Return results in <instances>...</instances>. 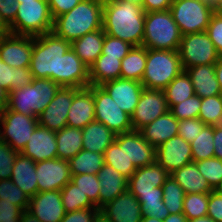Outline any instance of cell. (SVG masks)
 <instances>
[{"mask_svg": "<svg viewBox=\"0 0 222 222\" xmlns=\"http://www.w3.org/2000/svg\"><path fill=\"white\" fill-rule=\"evenodd\" d=\"M182 34L170 10L146 13L142 46L149 49L178 50Z\"/></svg>", "mask_w": 222, "mask_h": 222, "instance_id": "cell-6", "label": "cell"}, {"mask_svg": "<svg viewBox=\"0 0 222 222\" xmlns=\"http://www.w3.org/2000/svg\"><path fill=\"white\" fill-rule=\"evenodd\" d=\"M71 175L97 174L104 164V154L82 149L68 160Z\"/></svg>", "mask_w": 222, "mask_h": 222, "instance_id": "cell-37", "label": "cell"}, {"mask_svg": "<svg viewBox=\"0 0 222 222\" xmlns=\"http://www.w3.org/2000/svg\"><path fill=\"white\" fill-rule=\"evenodd\" d=\"M146 13L143 7L123 0H104L102 28L105 34L142 46Z\"/></svg>", "mask_w": 222, "mask_h": 222, "instance_id": "cell-1", "label": "cell"}, {"mask_svg": "<svg viewBox=\"0 0 222 222\" xmlns=\"http://www.w3.org/2000/svg\"><path fill=\"white\" fill-rule=\"evenodd\" d=\"M209 193L185 194L183 201V214L187 219L207 216Z\"/></svg>", "mask_w": 222, "mask_h": 222, "instance_id": "cell-44", "label": "cell"}, {"mask_svg": "<svg viewBox=\"0 0 222 222\" xmlns=\"http://www.w3.org/2000/svg\"><path fill=\"white\" fill-rule=\"evenodd\" d=\"M80 128L65 126L56 132L57 158L69 160L83 149Z\"/></svg>", "mask_w": 222, "mask_h": 222, "instance_id": "cell-34", "label": "cell"}, {"mask_svg": "<svg viewBox=\"0 0 222 222\" xmlns=\"http://www.w3.org/2000/svg\"><path fill=\"white\" fill-rule=\"evenodd\" d=\"M147 60V48L133 46L121 60V78L134 81L142 80Z\"/></svg>", "mask_w": 222, "mask_h": 222, "instance_id": "cell-35", "label": "cell"}, {"mask_svg": "<svg viewBox=\"0 0 222 222\" xmlns=\"http://www.w3.org/2000/svg\"><path fill=\"white\" fill-rule=\"evenodd\" d=\"M71 182L99 209L100 184L95 174L71 175Z\"/></svg>", "mask_w": 222, "mask_h": 222, "instance_id": "cell-46", "label": "cell"}, {"mask_svg": "<svg viewBox=\"0 0 222 222\" xmlns=\"http://www.w3.org/2000/svg\"><path fill=\"white\" fill-rule=\"evenodd\" d=\"M178 53L183 71L193 66L215 64L220 57L206 31L182 35Z\"/></svg>", "mask_w": 222, "mask_h": 222, "instance_id": "cell-11", "label": "cell"}, {"mask_svg": "<svg viewBox=\"0 0 222 222\" xmlns=\"http://www.w3.org/2000/svg\"><path fill=\"white\" fill-rule=\"evenodd\" d=\"M17 154L9 143L0 140V180L11 179Z\"/></svg>", "mask_w": 222, "mask_h": 222, "instance_id": "cell-49", "label": "cell"}, {"mask_svg": "<svg viewBox=\"0 0 222 222\" xmlns=\"http://www.w3.org/2000/svg\"><path fill=\"white\" fill-rule=\"evenodd\" d=\"M214 126L205 125L190 145L193 162L214 157Z\"/></svg>", "mask_w": 222, "mask_h": 222, "instance_id": "cell-40", "label": "cell"}, {"mask_svg": "<svg viewBox=\"0 0 222 222\" xmlns=\"http://www.w3.org/2000/svg\"><path fill=\"white\" fill-rule=\"evenodd\" d=\"M95 121V103L93 91L89 88L78 89L73 95V102L67 115V126L84 128Z\"/></svg>", "mask_w": 222, "mask_h": 222, "instance_id": "cell-23", "label": "cell"}, {"mask_svg": "<svg viewBox=\"0 0 222 222\" xmlns=\"http://www.w3.org/2000/svg\"><path fill=\"white\" fill-rule=\"evenodd\" d=\"M163 91L166 96L169 110L174 105L195 95L191 78L186 71H182L176 76Z\"/></svg>", "mask_w": 222, "mask_h": 222, "instance_id": "cell-38", "label": "cell"}, {"mask_svg": "<svg viewBox=\"0 0 222 222\" xmlns=\"http://www.w3.org/2000/svg\"><path fill=\"white\" fill-rule=\"evenodd\" d=\"M61 198L66 213L85 208H97L71 181L61 189Z\"/></svg>", "mask_w": 222, "mask_h": 222, "instance_id": "cell-41", "label": "cell"}, {"mask_svg": "<svg viewBox=\"0 0 222 222\" xmlns=\"http://www.w3.org/2000/svg\"><path fill=\"white\" fill-rule=\"evenodd\" d=\"M170 174L157 162L137 168L128 179V190L138 198L141 193L158 192Z\"/></svg>", "mask_w": 222, "mask_h": 222, "instance_id": "cell-19", "label": "cell"}, {"mask_svg": "<svg viewBox=\"0 0 222 222\" xmlns=\"http://www.w3.org/2000/svg\"><path fill=\"white\" fill-rule=\"evenodd\" d=\"M33 80L29 67L13 68L0 60V87L8 93L31 84Z\"/></svg>", "mask_w": 222, "mask_h": 222, "instance_id": "cell-36", "label": "cell"}, {"mask_svg": "<svg viewBox=\"0 0 222 222\" xmlns=\"http://www.w3.org/2000/svg\"><path fill=\"white\" fill-rule=\"evenodd\" d=\"M126 154L136 168L156 161V148L148 143L139 131L126 133Z\"/></svg>", "mask_w": 222, "mask_h": 222, "instance_id": "cell-28", "label": "cell"}, {"mask_svg": "<svg viewBox=\"0 0 222 222\" xmlns=\"http://www.w3.org/2000/svg\"><path fill=\"white\" fill-rule=\"evenodd\" d=\"M95 222H110L109 220H107L104 216H102L101 214L98 215V217L96 218Z\"/></svg>", "mask_w": 222, "mask_h": 222, "instance_id": "cell-70", "label": "cell"}, {"mask_svg": "<svg viewBox=\"0 0 222 222\" xmlns=\"http://www.w3.org/2000/svg\"><path fill=\"white\" fill-rule=\"evenodd\" d=\"M104 38L105 32L102 28L73 40L71 48L90 67L102 53Z\"/></svg>", "mask_w": 222, "mask_h": 222, "instance_id": "cell-30", "label": "cell"}, {"mask_svg": "<svg viewBox=\"0 0 222 222\" xmlns=\"http://www.w3.org/2000/svg\"><path fill=\"white\" fill-rule=\"evenodd\" d=\"M59 85L48 78H34L33 82L8 93L7 109L28 116H38L52 101Z\"/></svg>", "mask_w": 222, "mask_h": 222, "instance_id": "cell-4", "label": "cell"}, {"mask_svg": "<svg viewBox=\"0 0 222 222\" xmlns=\"http://www.w3.org/2000/svg\"><path fill=\"white\" fill-rule=\"evenodd\" d=\"M104 163L112 166L127 179L134 174L137 168L126 154V133L118 134L115 141L105 150Z\"/></svg>", "mask_w": 222, "mask_h": 222, "instance_id": "cell-31", "label": "cell"}, {"mask_svg": "<svg viewBox=\"0 0 222 222\" xmlns=\"http://www.w3.org/2000/svg\"><path fill=\"white\" fill-rule=\"evenodd\" d=\"M83 0H48L49 8L53 19L69 12Z\"/></svg>", "mask_w": 222, "mask_h": 222, "instance_id": "cell-56", "label": "cell"}, {"mask_svg": "<svg viewBox=\"0 0 222 222\" xmlns=\"http://www.w3.org/2000/svg\"><path fill=\"white\" fill-rule=\"evenodd\" d=\"M65 214L61 190L37 192L30 198L26 222H60Z\"/></svg>", "mask_w": 222, "mask_h": 222, "instance_id": "cell-12", "label": "cell"}, {"mask_svg": "<svg viewBox=\"0 0 222 222\" xmlns=\"http://www.w3.org/2000/svg\"><path fill=\"white\" fill-rule=\"evenodd\" d=\"M198 170L208 181L212 190H214L222 181V160L217 157L208 158L195 162Z\"/></svg>", "mask_w": 222, "mask_h": 222, "instance_id": "cell-47", "label": "cell"}, {"mask_svg": "<svg viewBox=\"0 0 222 222\" xmlns=\"http://www.w3.org/2000/svg\"><path fill=\"white\" fill-rule=\"evenodd\" d=\"M198 118L206 125H219L222 118V94L201 98Z\"/></svg>", "mask_w": 222, "mask_h": 222, "instance_id": "cell-43", "label": "cell"}, {"mask_svg": "<svg viewBox=\"0 0 222 222\" xmlns=\"http://www.w3.org/2000/svg\"><path fill=\"white\" fill-rule=\"evenodd\" d=\"M207 216L215 222H222V197L214 190L209 193Z\"/></svg>", "mask_w": 222, "mask_h": 222, "instance_id": "cell-55", "label": "cell"}, {"mask_svg": "<svg viewBox=\"0 0 222 222\" xmlns=\"http://www.w3.org/2000/svg\"><path fill=\"white\" fill-rule=\"evenodd\" d=\"M54 19L48 1L18 3V12L9 25L11 34L36 37L53 30Z\"/></svg>", "mask_w": 222, "mask_h": 222, "instance_id": "cell-7", "label": "cell"}, {"mask_svg": "<svg viewBox=\"0 0 222 222\" xmlns=\"http://www.w3.org/2000/svg\"><path fill=\"white\" fill-rule=\"evenodd\" d=\"M32 52V36L9 34L0 37V57L10 67H30Z\"/></svg>", "mask_w": 222, "mask_h": 222, "instance_id": "cell-16", "label": "cell"}, {"mask_svg": "<svg viewBox=\"0 0 222 222\" xmlns=\"http://www.w3.org/2000/svg\"><path fill=\"white\" fill-rule=\"evenodd\" d=\"M11 34L9 25L5 22L0 14V37Z\"/></svg>", "mask_w": 222, "mask_h": 222, "instance_id": "cell-63", "label": "cell"}, {"mask_svg": "<svg viewBox=\"0 0 222 222\" xmlns=\"http://www.w3.org/2000/svg\"><path fill=\"white\" fill-rule=\"evenodd\" d=\"M121 78V60L119 57H107L101 54L89 67L90 85H102Z\"/></svg>", "mask_w": 222, "mask_h": 222, "instance_id": "cell-33", "label": "cell"}, {"mask_svg": "<svg viewBox=\"0 0 222 222\" xmlns=\"http://www.w3.org/2000/svg\"><path fill=\"white\" fill-rule=\"evenodd\" d=\"M201 108V98L196 94L174 105L170 111L178 120L198 118Z\"/></svg>", "mask_w": 222, "mask_h": 222, "instance_id": "cell-48", "label": "cell"}, {"mask_svg": "<svg viewBox=\"0 0 222 222\" xmlns=\"http://www.w3.org/2000/svg\"><path fill=\"white\" fill-rule=\"evenodd\" d=\"M21 153L36 163L57 158L56 132L38 124Z\"/></svg>", "mask_w": 222, "mask_h": 222, "instance_id": "cell-22", "label": "cell"}, {"mask_svg": "<svg viewBox=\"0 0 222 222\" xmlns=\"http://www.w3.org/2000/svg\"><path fill=\"white\" fill-rule=\"evenodd\" d=\"M95 103V121L107 126L116 135L133 131L131 116L123 111L101 85H89Z\"/></svg>", "mask_w": 222, "mask_h": 222, "instance_id": "cell-9", "label": "cell"}, {"mask_svg": "<svg viewBox=\"0 0 222 222\" xmlns=\"http://www.w3.org/2000/svg\"><path fill=\"white\" fill-rule=\"evenodd\" d=\"M0 201L11 202L27 212L30 197L27 196L11 179L0 180Z\"/></svg>", "mask_w": 222, "mask_h": 222, "instance_id": "cell-45", "label": "cell"}, {"mask_svg": "<svg viewBox=\"0 0 222 222\" xmlns=\"http://www.w3.org/2000/svg\"><path fill=\"white\" fill-rule=\"evenodd\" d=\"M18 12V3L16 0H0V14L5 22L10 25Z\"/></svg>", "mask_w": 222, "mask_h": 222, "instance_id": "cell-57", "label": "cell"}, {"mask_svg": "<svg viewBox=\"0 0 222 222\" xmlns=\"http://www.w3.org/2000/svg\"><path fill=\"white\" fill-rule=\"evenodd\" d=\"M206 124L199 118L184 119L179 121L178 135L191 143Z\"/></svg>", "mask_w": 222, "mask_h": 222, "instance_id": "cell-51", "label": "cell"}, {"mask_svg": "<svg viewBox=\"0 0 222 222\" xmlns=\"http://www.w3.org/2000/svg\"><path fill=\"white\" fill-rule=\"evenodd\" d=\"M0 222H26V212L11 202L0 201Z\"/></svg>", "mask_w": 222, "mask_h": 222, "instance_id": "cell-52", "label": "cell"}, {"mask_svg": "<svg viewBox=\"0 0 222 222\" xmlns=\"http://www.w3.org/2000/svg\"><path fill=\"white\" fill-rule=\"evenodd\" d=\"M215 75L222 94V56H220L218 61L215 63Z\"/></svg>", "mask_w": 222, "mask_h": 222, "instance_id": "cell-60", "label": "cell"}, {"mask_svg": "<svg viewBox=\"0 0 222 222\" xmlns=\"http://www.w3.org/2000/svg\"><path fill=\"white\" fill-rule=\"evenodd\" d=\"M202 1L212 8H214L215 4L217 3V0H202Z\"/></svg>", "mask_w": 222, "mask_h": 222, "instance_id": "cell-67", "label": "cell"}, {"mask_svg": "<svg viewBox=\"0 0 222 222\" xmlns=\"http://www.w3.org/2000/svg\"><path fill=\"white\" fill-rule=\"evenodd\" d=\"M17 3H20V2H28V1H33V0H16Z\"/></svg>", "mask_w": 222, "mask_h": 222, "instance_id": "cell-71", "label": "cell"}, {"mask_svg": "<svg viewBox=\"0 0 222 222\" xmlns=\"http://www.w3.org/2000/svg\"><path fill=\"white\" fill-rule=\"evenodd\" d=\"M214 191L222 197V181L221 183L214 189Z\"/></svg>", "mask_w": 222, "mask_h": 222, "instance_id": "cell-69", "label": "cell"}, {"mask_svg": "<svg viewBox=\"0 0 222 222\" xmlns=\"http://www.w3.org/2000/svg\"><path fill=\"white\" fill-rule=\"evenodd\" d=\"M163 189V203L169 211V214L183 213V201L185 193L182 187L169 176L164 184Z\"/></svg>", "mask_w": 222, "mask_h": 222, "instance_id": "cell-42", "label": "cell"}, {"mask_svg": "<svg viewBox=\"0 0 222 222\" xmlns=\"http://www.w3.org/2000/svg\"><path fill=\"white\" fill-rule=\"evenodd\" d=\"M214 157L222 160V126H214Z\"/></svg>", "mask_w": 222, "mask_h": 222, "instance_id": "cell-59", "label": "cell"}, {"mask_svg": "<svg viewBox=\"0 0 222 222\" xmlns=\"http://www.w3.org/2000/svg\"><path fill=\"white\" fill-rule=\"evenodd\" d=\"M71 48V42L53 31L33 37L30 72L34 78H48L59 85L60 58Z\"/></svg>", "mask_w": 222, "mask_h": 222, "instance_id": "cell-3", "label": "cell"}, {"mask_svg": "<svg viewBox=\"0 0 222 222\" xmlns=\"http://www.w3.org/2000/svg\"><path fill=\"white\" fill-rule=\"evenodd\" d=\"M194 92L200 98L220 95V87L215 75V64L199 65L187 68Z\"/></svg>", "mask_w": 222, "mask_h": 222, "instance_id": "cell-26", "label": "cell"}, {"mask_svg": "<svg viewBox=\"0 0 222 222\" xmlns=\"http://www.w3.org/2000/svg\"><path fill=\"white\" fill-rule=\"evenodd\" d=\"M169 10L182 35L205 32L214 13L202 0H173Z\"/></svg>", "mask_w": 222, "mask_h": 222, "instance_id": "cell-8", "label": "cell"}, {"mask_svg": "<svg viewBox=\"0 0 222 222\" xmlns=\"http://www.w3.org/2000/svg\"><path fill=\"white\" fill-rule=\"evenodd\" d=\"M99 214L98 208H85L67 212L60 222H95Z\"/></svg>", "mask_w": 222, "mask_h": 222, "instance_id": "cell-54", "label": "cell"}, {"mask_svg": "<svg viewBox=\"0 0 222 222\" xmlns=\"http://www.w3.org/2000/svg\"><path fill=\"white\" fill-rule=\"evenodd\" d=\"M170 176L182 187L185 194L210 193L213 191L193 161L174 170Z\"/></svg>", "mask_w": 222, "mask_h": 222, "instance_id": "cell-32", "label": "cell"}, {"mask_svg": "<svg viewBox=\"0 0 222 222\" xmlns=\"http://www.w3.org/2000/svg\"><path fill=\"white\" fill-rule=\"evenodd\" d=\"M123 1H128V2H130V3H132V4H136V5H138V6L143 7V1H144V0H123Z\"/></svg>", "mask_w": 222, "mask_h": 222, "instance_id": "cell-68", "label": "cell"}, {"mask_svg": "<svg viewBox=\"0 0 222 222\" xmlns=\"http://www.w3.org/2000/svg\"><path fill=\"white\" fill-rule=\"evenodd\" d=\"M182 71L178 50L147 48L146 66L141 83L144 88L164 90Z\"/></svg>", "mask_w": 222, "mask_h": 222, "instance_id": "cell-5", "label": "cell"}, {"mask_svg": "<svg viewBox=\"0 0 222 222\" xmlns=\"http://www.w3.org/2000/svg\"><path fill=\"white\" fill-rule=\"evenodd\" d=\"M156 161L171 174L193 161L191 145L179 135L174 136L156 148Z\"/></svg>", "mask_w": 222, "mask_h": 222, "instance_id": "cell-17", "label": "cell"}, {"mask_svg": "<svg viewBox=\"0 0 222 222\" xmlns=\"http://www.w3.org/2000/svg\"><path fill=\"white\" fill-rule=\"evenodd\" d=\"M141 222H163V220L157 219V218H152L149 216H143Z\"/></svg>", "mask_w": 222, "mask_h": 222, "instance_id": "cell-66", "label": "cell"}, {"mask_svg": "<svg viewBox=\"0 0 222 222\" xmlns=\"http://www.w3.org/2000/svg\"><path fill=\"white\" fill-rule=\"evenodd\" d=\"M100 214L110 222H141V205L129 190L119 194L100 209Z\"/></svg>", "mask_w": 222, "mask_h": 222, "instance_id": "cell-18", "label": "cell"}, {"mask_svg": "<svg viewBox=\"0 0 222 222\" xmlns=\"http://www.w3.org/2000/svg\"><path fill=\"white\" fill-rule=\"evenodd\" d=\"M163 222H187V217L183 213L169 214Z\"/></svg>", "mask_w": 222, "mask_h": 222, "instance_id": "cell-61", "label": "cell"}, {"mask_svg": "<svg viewBox=\"0 0 222 222\" xmlns=\"http://www.w3.org/2000/svg\"><path fill=\"white\" fill-rule=\"evenodd\" d=\"M38 192L61 190L71 181L68 160L54 158L36 163Z\"/></svg>", "mask_w": 222, "mask_h": 222, "instance_id": "cell-15", "label": "cell"}, {"mask_svg": "<svg viewBox=\"0 0 222 222\" xmlns=\"http://www.w3.org/2000/svg\"><path fill=\"white\" fill-rule=\"evenodd\" d=\"M81 130L83 149L101 154H104L105 150L115 141L117 136L107 126L98 121L90 122Z\"/></svg>", "mask_w": 222, "mask_h": 222, "instance_id": "cell-29", "label": "cell"}, {"mask_svg": "<svg viewBox=\"0 0 222 222\" xmlns=\"http://www.w3.org/2000/svg\"><path fill=\"white\" fill-rule=\"evenodd\" d=\"M178 127L179 121L169 110L150 124L141 128L139 132L148 143L157 148L170 138L177 136Z\"/></svg>", "mask_w": 222, "mask_h": 222, "instance_id": "cell-25", "label": "cell"}, {"mask_svg": "<svg viewBox=\"0 0 222 222\" xmlns=\"http://www.w3.org/2000/svg\"><path fill=\"white\" fill-rule=\"evenodd\" d=\"M187 222H215V221L209 216H204V217L195 218V219H187Z\"/></svg>", "mask_w": 222, "mask_h": 222, "instance_id": "cell-64", "label": "cell"}, {"mask_svg": "<svg viewBox=\"0 0 222 222\" xmlns=\"http://www.w3.org/2000/svg\"><path fill=\"white\" fill-rule=\"evenodd\" d=\"M38 124V116H28L6 108L0 113V140L21 153Z\"/></svg>", "mask_w": 222, "mask_h": 222, "instance_id": "cell-10", "label": "cell"}, {"mask_svg": "<svg viewBox=\"0 0 222 222\" xmlns=\"http://www.w3.org/2000/svg\"><path fill=\"white\" fill-rule=\"evenodd\" d=\"M104 0H83L69 12L54 19L53 32L72 42L87 33L102 29Z\"/></svg>", "mask_w": 222, "mask_h": 222, "instance_id": "cell-2", "label": "cell"}, {"mask_svg": "<svg viewBox=\"0 0 222 222\" xmlns=\"http://www.w3.org/2000/svg\"><path fill=\"white\" fill-rule=\"evenodd\" d=\"M167 111H169V107L164 91L144 88L134 113L131 115L133 130L139 131Z\"/></svg>", "mask_w": 222, "mask_h": 222, "instance_id": "cell-13", "label": "cell"}, {"mask_svg": "<svg viewBox=\"0 0 222 222\" xmlns=\"http://www.w3.org/2000/svg\"><path fill=\"white\" fill-rule=\"evenodd\" d=\"M206 33L213 42L218 54L222 56V15L213 13Z\"/></svg>", "mask_w": 222, "mask_h": 222, "instance_id": "cell-53", "label": "cell"}, {"mask_svg": "<svg viewBox=\"0 0 222 222\" xmlns=\"http://www.w3.org/2000/svg\"><path fill=\"white\" fill-rule=\"evenodd\" d=\"M173 0H144L143 10L145 13L169 10Z\"/></svg>", "mask_w": 222, "mask_h": 222, "instance_id": "cell-58", "label": "cell"}, {"mask_svg": "<svg viewBox=\"0 0 222 222\" xmlns=\"http://www.w3.org/2000/svg\"><path fill=\"white\" fill-rule=\"evenodd\" d=\"M213 10L214 13L222 15V0H217Z\"/></svg>", "mask_w": 222, "mask_h": 222, "instance_id": "cell-65", "label": "cell"}, {"mask_svg": "<svg viewBox=\"0 0 222 222\" xmlns=\"http://www.w3.org/2000/svg\"><path fill=\"white\" fill-rule=\"evenodd\" d=\"M89 85V67L70 48L60 58L59 86L81 89Z\"/></svg>", "mask_w": 222, "mask_h": 222, "instance_id": "cell-21", "label": "cell"}, {"mask_svg": "<svg viewBox=\"0 0 222 222\" xmlns=\"http://www.w3.org/2000/svg\"><path fill=\"white\" fill-rule=\"evenodd\" d=\"M11 180L23 192L32 198L37 192L36 162L18 153L12 168Z\"/></svg>", "mask_w": 222, "mask_h": 222, "instance_id": "cell-27", "label": "cell"}, {"mask_svg": "<svg viewBox=\"0 0 222 222\" xmlns=\"http://www.w3.org/2000/svg\"><path fill=\"white\" fill-rule=\"evenodd\" d=\"M78 90L76 87H62L48 106L38 115L39 125L51 131H59L67 126V115L73 102V95Z\"/></svg>", "mask_w": 222, "mask_h": 222, "instance_id": "cell-14", "label": "cell"}, {"mask_svg": "<svg viewBox=\"0 0 222 222\" xmlns=\"http://www.w3.org/2000/svg\"><path fill=\"white\" fill-rule=\"evenodd\" d=\"M114 99L115 103L130 116L134 113L144 90L140 81L118 78L101 85Z\"/></svg>", "mask_w": 222, "mask_h": 222, "instance_id": "cell-20", "label": "cell"}, {"mask_svg": "<svg viewBox=\"0 0 222 222\" xmlns=\"http://www.w3.org/2000/svg\"><path fill=\"white\" fill-rule=\"evenodd\" d=\"M137 199L143 216L164 220L169 215V211L163 203L162 187H158V192L141 193Z\"/></svg>", "mask_w": 222, "mask_h": 222, "instance_id": "cell-39", "label": "cell"}, {"mask_svg": "<svg viewBox=\"0 0 222 222\" xmlns=\"http://www.w3.org/2000/svg\"><path fill=\"white\" fill-rule=\"evenodd\" d=\"M8 92L0 87V113L7 108Z\"/></svg>", "mask_w": 222, "mask_h": 222, "instance_id": "cell-62", "label": "cell"}, {"mask_svg": "<svg viewBox=\"0 0 222 222\" xmlns=\"http://www.w3.org/2000/svg\"><path fill=\"white\" fill-rule=\"evenodd\" d=\"M99 180V209L128 190V179L112 166L103 164L96 174Z\"/></svg>", "mask_w": 222, "mask_h": 222, "instance_id": "cell-24", "label": "cell"}, {"mask_svg": "<svg viewBox=\"0 0 222 222\" xmlns=\"http://www.w3.org/2000/svg\"><path fill=\"white\" fill-rule=\"evenodd\" d=\"M132 48L133 46L128 42L105 34L101 54H105L107 57H119L122 60Z\"/></svg>", "mask_w": 222, "mask_h": 222, "instance_id": "cell-50", "label": "cell"}]
</instances>
